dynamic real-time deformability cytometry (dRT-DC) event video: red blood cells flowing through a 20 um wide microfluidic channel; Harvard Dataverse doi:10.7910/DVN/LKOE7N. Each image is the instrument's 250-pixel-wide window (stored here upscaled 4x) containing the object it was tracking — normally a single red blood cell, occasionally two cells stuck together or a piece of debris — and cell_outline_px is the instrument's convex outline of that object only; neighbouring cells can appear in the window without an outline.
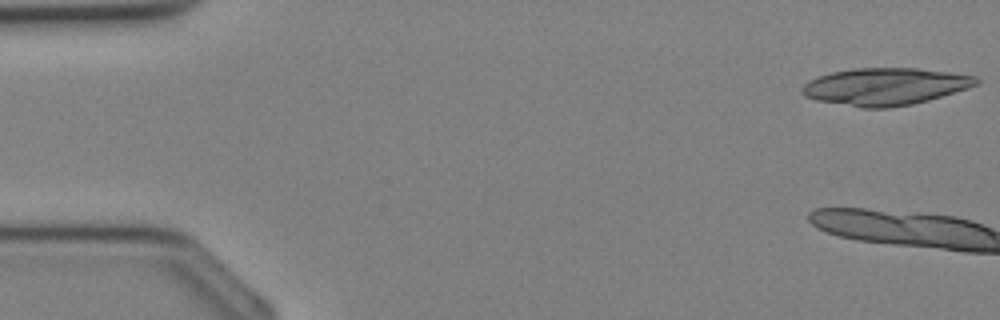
{"species": "Egyptian fruit bat (a non-hibernating species)", "species_latin": "Rousettus aegyptiacus", "temperature_condition": "cold", "stored_images_in_passage": 9, "camera_frame_rate_fps": 3000, "um_per_image_px": 0.085, "animal": {"sex": "female"}, "frame": {"image": 1, "passage_image": 1, "time_ms": 0.0, "image_size_px": [1000, 320], "cell_outline_px": [[980, 84], [968, 88], [928, 100], [912, 104], [888, 108], [860, 108], [816, 100], [804, 96], [800, 92], [804, 84], [808, 80], [832, 72], [852, 68], [916, 68], [948, 72], [976, 76], [980, 80]], "centroid_in_image_um": [75.23, 7.36], "position_along_channel_um": 9.8, "area_um2": 37.86}}